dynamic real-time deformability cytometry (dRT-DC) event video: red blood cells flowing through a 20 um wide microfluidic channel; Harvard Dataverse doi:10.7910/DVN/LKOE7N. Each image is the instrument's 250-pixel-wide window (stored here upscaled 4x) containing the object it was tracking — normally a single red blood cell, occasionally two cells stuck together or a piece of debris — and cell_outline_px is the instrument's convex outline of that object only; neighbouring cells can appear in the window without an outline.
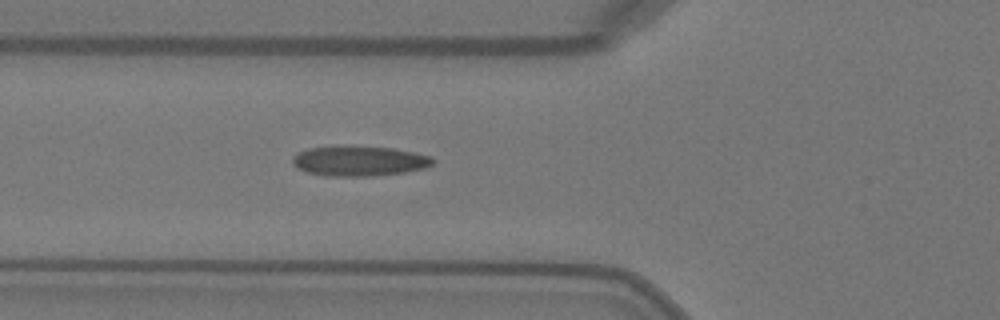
{"species": "Egyptian fruit bat (a non-hibernating species)", "species_latin": "Rousettus aegyptiacus", "temperature_condition": "warm", "stored_images_in_passage": 36, "camera_frame_rate_fps": 3000, "um_per_image_px": 0.085, "animal": {"sex": "female"}, "frame": {"image": 1, "passage_image": 6, "time_ms": 1.667, "image_size_px": [1000, 320], "cell_outline_px": [[436, 160], [432, 164], [424, 168], [404, 172], [372, 176], [324, 176], [308, 172], [296, 168], [292, 164], [292, 156], [308, 148], [348, 144], [392, 148], [416, 152], [432, 156]], "centroid_in_image_um": [30.52, 13.66], "position_along_channel_um": 95.3, "area_um2": 25.2}, "authors_computed_cell_mechanics": {"area_um2": 24.1893, "velocity_mm_per_s": 4.0936, "shape_relaxation_time_tau1_ms": 6.2841, "shape_relaxation_time_tau2_ms": 1.0396, "deformation_change_tau1": 0.2129, "deformation_change_tau2": 0.0805}}